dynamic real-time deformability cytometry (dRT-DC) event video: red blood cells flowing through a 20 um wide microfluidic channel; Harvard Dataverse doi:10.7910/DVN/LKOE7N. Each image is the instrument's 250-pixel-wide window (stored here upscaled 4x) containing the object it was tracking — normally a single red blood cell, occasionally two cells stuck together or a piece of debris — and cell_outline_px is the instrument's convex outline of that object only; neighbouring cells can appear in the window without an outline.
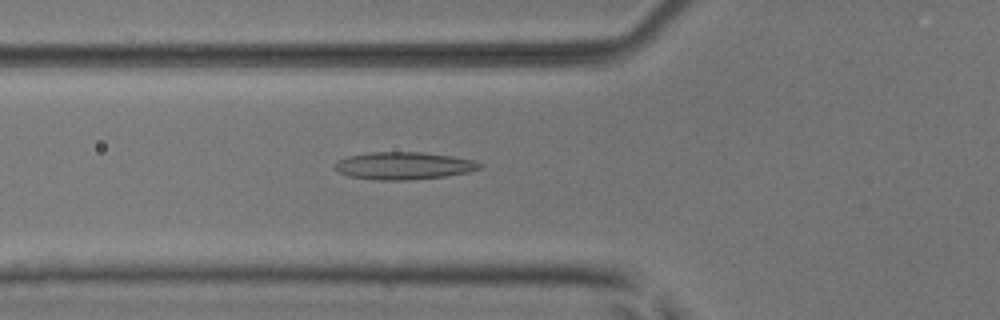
{"species": "common noctule bat (a hibernating species)", "species_latin": "Nyctalus noctula", "temperature_condition": "room temperature", "stored_images_in_passage": 49, "camera_frame_rate_fps": 3000, "um_per_image_px": 0.085, "animal": {"sex": "male", "body_mass_g": 17.9, "forearm_length_mm": 54.2}, "frame": {"image": 1, "passage_image": 19, "time_ms": 6.0, "image_size_px": [1000, 320], "cell_outline_px": [[484, 164], [480, 168], [468, 172], [444, 176], [408, 180], [376, 180], [348, 176], [340, 172], [332, 164], [336, 160], [348, 156], [368, 152], [420, 152], [452, 156], [476, 160]], "centroid_in_image_um": [34.3, 14.08], "position_along_channel_um": 91.5, "area_um2": 23.29}}
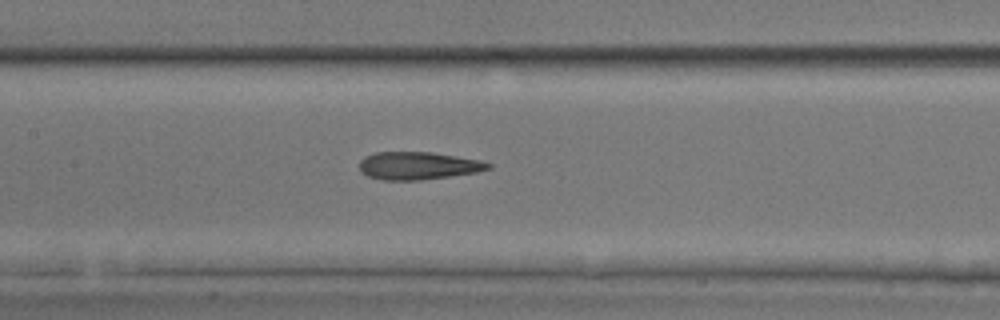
{"frame": {"image": 2, "passage_image": 25, "time_ms": 8.0, "image_size_px": [1000, 320], "cell_outline_px": [[492, 168], [476, 172], [420, 180], [380, 180], [368, 176], [360, 172], [360, 160], [364, 156], [376, 152], [432, 152], [480, 160], [492, 164]], "centroid_in_image_um": [35.51, 14.08], "position_along_channel_um": 171.9, "area_um2": 20.81}}
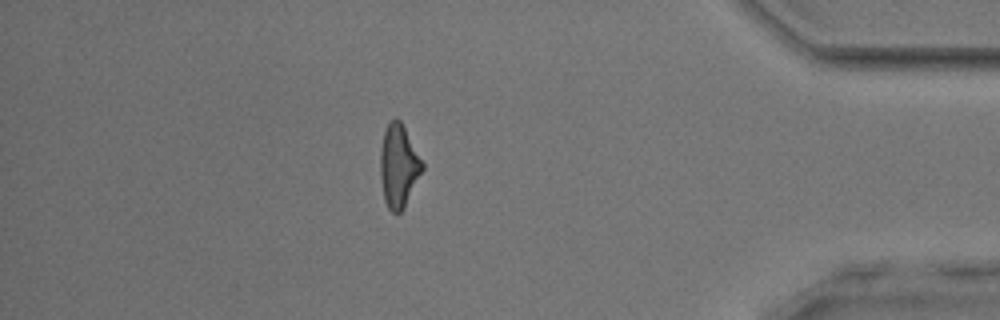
{"frame": {"image": 3, "passage_image": 45, "time_ms": 14.667, "image_size_px": [1000, 320], "cell_outline_px": [[424, 168], [404, 208], [400, 212], [392, 212], [388, 208], [384, 200], [380, 176], [380, 148], [384, 132], [388, 124], [396, 116], [400, 120], [424, 164]], "centroid_in_image_um": [33.87, 14.11], "position_along_channel_um": 401.3, "area_um2": 20.17}, "authors_computed_cell_mechanics": {"area_um2": 21.5594, "velocity_mm_per_s": 4.0076, "shape_relaxation_time_tau1_ms": null, "shape_relaxation_time_tau2_ms": 2.5663, "deformation_change_tau1": null, "deformation_change_tau2": 0.1338}}